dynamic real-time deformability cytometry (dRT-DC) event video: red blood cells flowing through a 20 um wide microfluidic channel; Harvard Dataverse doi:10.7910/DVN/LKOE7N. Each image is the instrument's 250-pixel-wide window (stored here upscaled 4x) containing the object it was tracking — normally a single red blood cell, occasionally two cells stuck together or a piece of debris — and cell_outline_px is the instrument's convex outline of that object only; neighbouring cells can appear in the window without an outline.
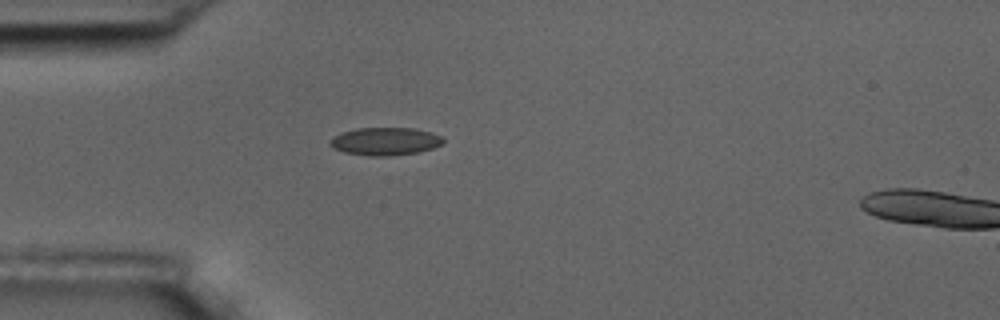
{"species": "common noctule bat (a hibernating species)", "species_latin": "Nyctalus noctula", "temperature_condition": "room temperature", "stored_images_in_passage": 5, "camera_frame_rate_fps": 3000, "um_per_image_px": 0.085, "animal": {"sex": "male", "body_mass_g": 17.5, "forearm_length_mm": 52.3}, "frame": {"image": 1, "passage_image": 4, "time_ms": 3.333, "image_size_px": [1000, 320], "cell_outline_px": [[444, 144], [420, 152], [388, 156], [368, 156], [344, 152], [332, 148], [328, 144], [328, 140], [332, 136], [340, 132], [356, 128], [412, 128], [444, 136]], "centroid_in_image_um": [32.7, 12.01], "position_along_channel_um": 52.3, "area_um2": 18.67}}